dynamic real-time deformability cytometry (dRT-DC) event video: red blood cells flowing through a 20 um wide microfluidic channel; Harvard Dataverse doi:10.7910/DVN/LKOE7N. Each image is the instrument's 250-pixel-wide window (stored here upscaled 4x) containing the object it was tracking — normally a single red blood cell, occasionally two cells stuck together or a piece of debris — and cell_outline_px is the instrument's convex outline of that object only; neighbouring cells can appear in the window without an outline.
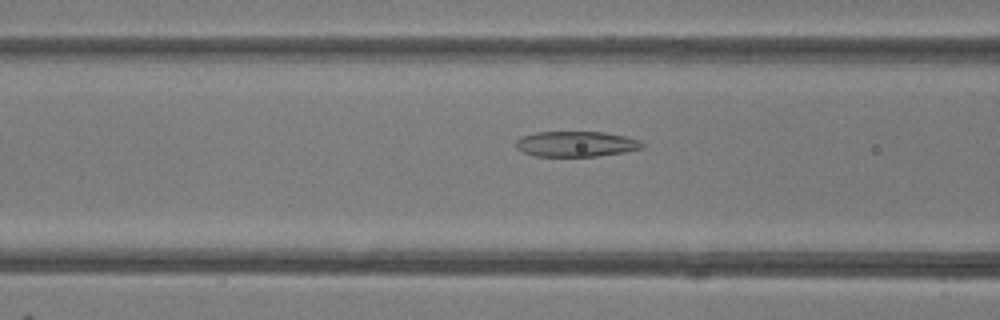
{"species": "common noctule bat (a hibernating species)", "species_latin": "Nyctalus noctula", "temperature_condition": "room temperature", "stored_images_in_passage": 46, "camera_frame_rate_fps": 3000, "um_per_image_px": 0.085, "animal": {"sex": "female"}, "frame": {"image": 1, "passage_image": 17, "time_ms": 5.333, "image_size_px": [1000, 320], "cell_outline_px": [[644, 148], [624, 152], [596, 156], [536, 156], [524, 152], [516, 148], [516, 140], [520, 136], [536, 132], [604, 132], [624, 136], [640, 140], [644, 144]], "centroid_in_image_um": [48.96, 12.23], "position_along_channel_um": 117.6, "area_um2": 18.73}}
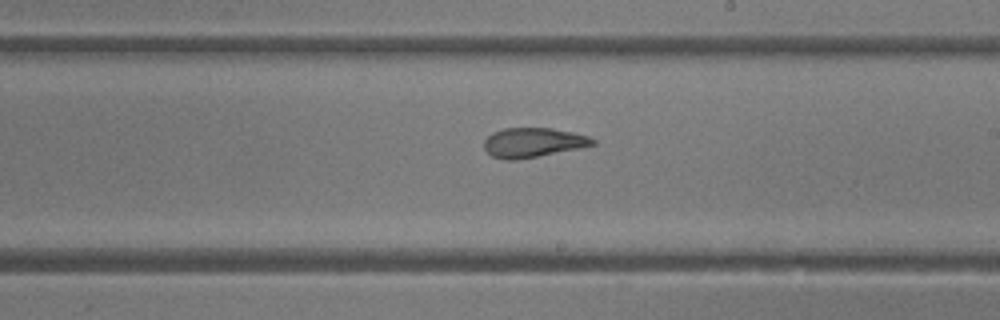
{"frame": {"image": 2, "passage_image": 26, "time_ms": 8.333, "image_size_px": [1000, 320], "cell_outline_px": [[596, 144], [516, 160], [504, 160], [492, 156], [484, 148], [484, 140], [492, 132], [504, 128], [552, 128], [572, 132], [588, 136], [596, 140]], "centroid_in_image_um": [45.27, 12.1], "position_along_channel_um": 243.7, "area_um2": 18.44}}
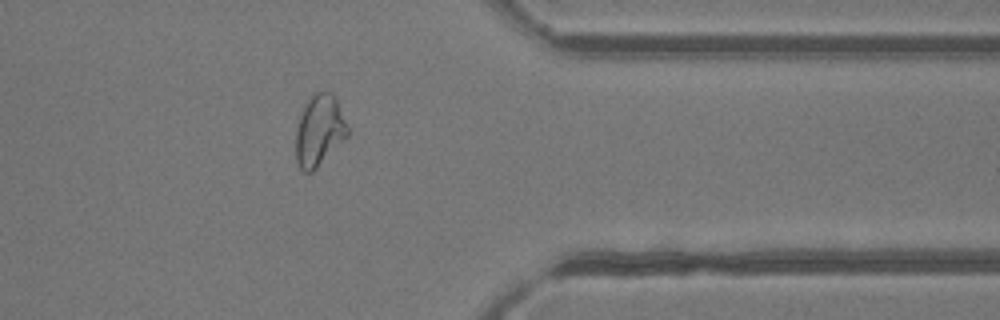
{"frame": {"image": 3, "passage_image": 37, "time_ms": 12.0, "image_size_px": [1000, 320], "cell_outline_px": [[348, 136], [312, 172], [304, 172], [300, 168], [296, 160], [296, 128], [304, 104], [308, 96], [316, 92], [332, 92], [336, 96], [348, 128]], "centroid_in_image_um": [27.13, 11.06], "position_along_channel_um": 384.3, "area_um2": 21.56}, "authors_computed_cell_mechanics": {"area_um2": 21.4727, "velocity_mm_per_s": 4.2062, "shape_relaxation_time_tau1_ms": 10.0061, "shape_relaxation_time_tau2_ms": 1.8256, "deformation_change_tau1": 0.2892, "deformation_change_tau2": 0.1077}}